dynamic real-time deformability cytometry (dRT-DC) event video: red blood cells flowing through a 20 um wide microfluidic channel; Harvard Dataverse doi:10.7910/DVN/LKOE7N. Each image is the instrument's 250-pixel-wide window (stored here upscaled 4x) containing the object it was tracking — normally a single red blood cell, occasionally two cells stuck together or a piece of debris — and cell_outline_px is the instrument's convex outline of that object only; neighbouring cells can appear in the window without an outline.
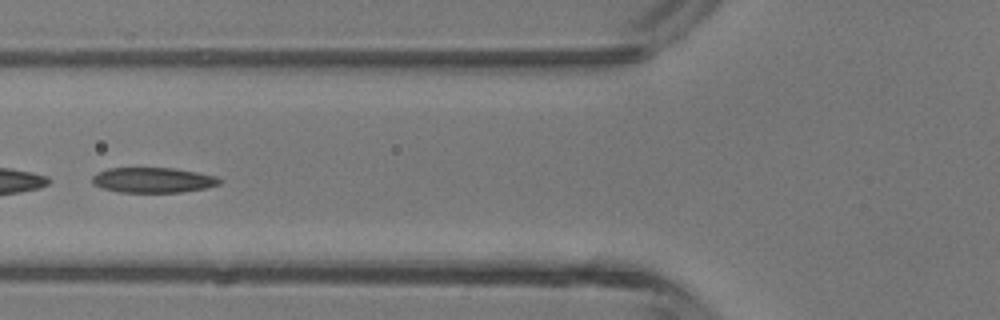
{"species": "common noctule bat (a hibernating species)", "species_latin": "Nyctalus noctula", "temperature_condition": "room temperature", "stored_images_in_passage": 5, "camera_frame_rate_fps": 3000, "um_per_image_px": 0.085, "animal": {"sex": "male", "body_mass_g": 13.3}, "frame": {"image": 1, "passage_image": 4, "time_ms": 3.333, "image_size_px": [1000, 320], "cell_outline_px": [[220, 184], [204, 188], [180, 192], [120, 192], [100, 188], [92, 184], [92, 176], [96, 172], [108, 168], [176, 168], [216, 176], [220, 180]], "centroid_in_image_um": [12.94, 15.3], "position_along_channel_um": 112.9, "area_um2": 18.73}}
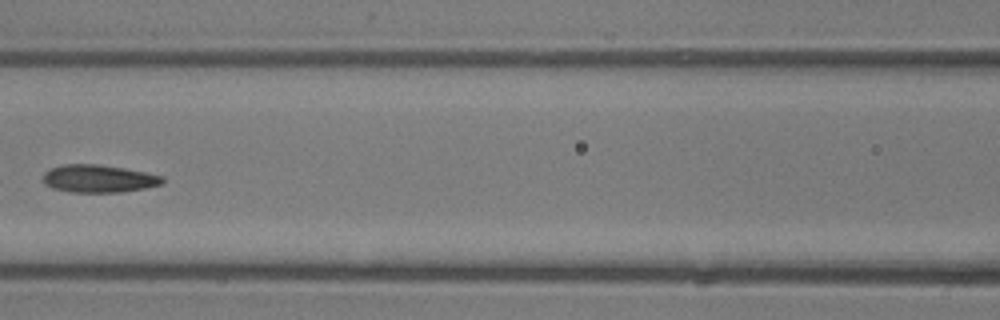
{"frame": {"image": 2, "passage_image": 5, "time_ms": 4.333, "image_size_px": [1000, 320], "cell_outline_px": [[164, 184], [144, 188], [120, 192], [72, 192], [52, 188], [44, 184], [44, 172], [48, 168], [64, 164], [96, 164], [124, 168], [164, 176]], "centroid_in_image_um": [8.38, 15.18], "position_along_channel_um": 158.2, "area_um2": 19.31}}